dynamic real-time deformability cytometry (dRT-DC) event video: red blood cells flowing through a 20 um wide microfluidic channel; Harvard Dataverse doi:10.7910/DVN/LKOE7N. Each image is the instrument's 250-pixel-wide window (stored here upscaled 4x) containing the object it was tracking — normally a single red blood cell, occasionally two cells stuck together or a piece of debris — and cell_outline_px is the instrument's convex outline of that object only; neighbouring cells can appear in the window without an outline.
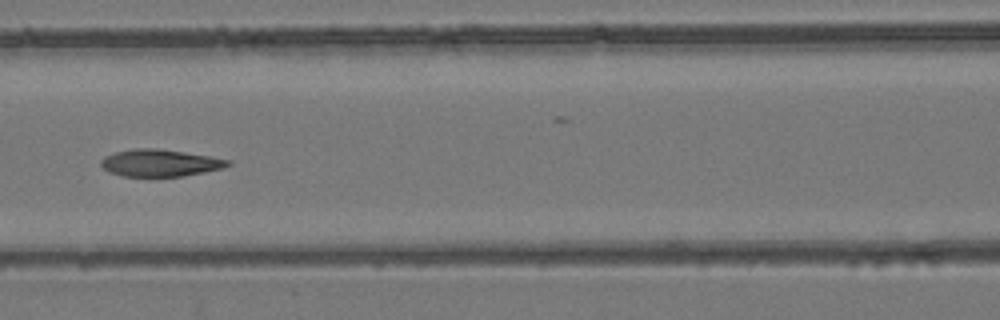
{"species": "common noctule bat (a hibernating species)", "species_latin": "Nyctalus noctula", "temperature_condition": "room temperature", "stored_images_in_passage": 7, "camera_frame_rate_fps": 3000, "um_per_image_px": 0.085, "animal": {"sex": "female", "body_mass_g": 24.6, "forearm_length_mm": 56.2}, "frame": {"image": 1, "passage_image": 7, "time_ms": 8.0, "image_size_px": [1000, 320], "cell_outline_px": [[232, 164], [224, 168], [184, 176], [124, 176], [108, 172], [100, 164], [100, 160], [104, 156], [116, 152], [132, 148], [156, 148], [184, 152], [232, 160]], "centroid_in_image_um": [13.6, 13.84], "position_along_channel_um": 153.0, "area_um2": 20.06}}